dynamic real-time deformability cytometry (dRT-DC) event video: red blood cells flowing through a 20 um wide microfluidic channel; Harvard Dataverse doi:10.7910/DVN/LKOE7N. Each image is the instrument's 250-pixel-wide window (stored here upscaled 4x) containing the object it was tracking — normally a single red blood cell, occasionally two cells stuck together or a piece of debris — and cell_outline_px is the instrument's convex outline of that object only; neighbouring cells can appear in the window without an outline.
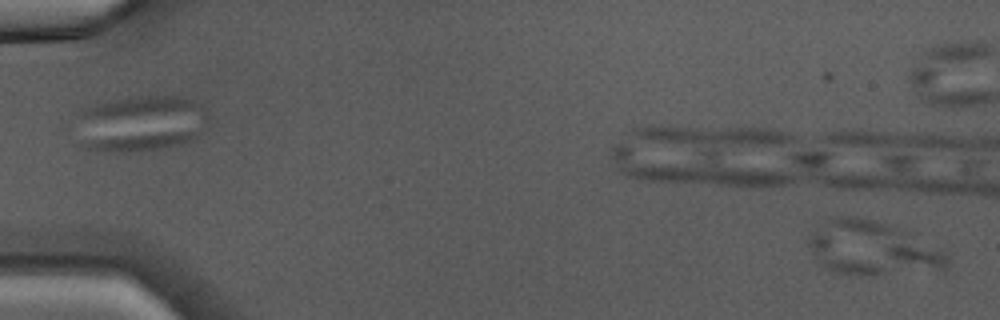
{"species": "Egyptian fruit bat (a non-hibernating species)", "species_latin": "Rousettus aegyptiacus", "temperature_condition": "warm", "stored_images_in_passage": 6, "camera_frame_rate_fps": 3000, "um_per_image_px": 0.085, "animal": {"sex": "male"}, "frame": {"image": 1, "passage_image": 1, "time_ms": 0.0, "image_size_px": [1000, 320], "cell_outline_px": [[952, 256], [948, 264], [944, 268], [936, 272], [868, 276], [848, 276], [824, 268], [804, 240], [812, 232], [828, 220], [836, 216], [856, 216], [876, 220], [892, 224], [920, 232], [944, 248]], "centroid_in_image_um": [74.33, 21.11], "position_along_channel_um": 10.7, "area_um2": 46.12}}